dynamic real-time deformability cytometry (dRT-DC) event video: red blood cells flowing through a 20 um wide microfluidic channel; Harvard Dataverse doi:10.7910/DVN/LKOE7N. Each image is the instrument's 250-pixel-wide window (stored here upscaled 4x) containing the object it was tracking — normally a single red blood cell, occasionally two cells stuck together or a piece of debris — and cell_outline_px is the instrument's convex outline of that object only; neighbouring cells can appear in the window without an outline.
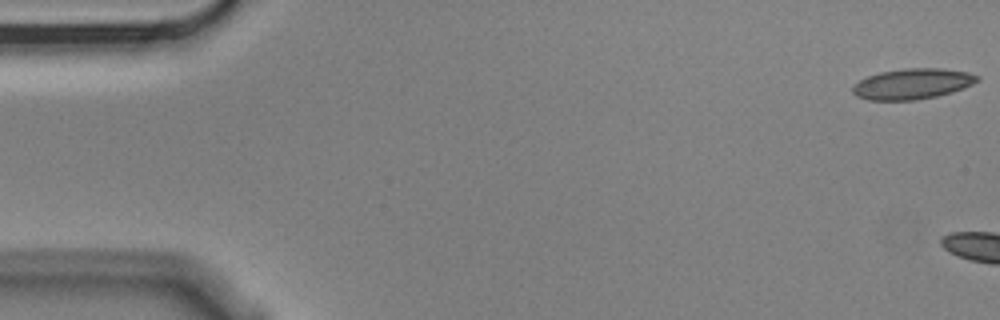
{"species": "Egyptian fruit bat (a non-hibernating species)", "species_latin": "Rousettus aegyptiacus", "temperature_condition": "cold", "stored_images_in_passage": 10, "camera_frame_rate_fps": 3000, "um_per_image_px": 0.085, "animal": {"sex": "male"}, "frame": {"image": 1, "passage_image": 1, "time_ms": 0.0, "image_size_px": [1000, 320], "cell_outline_px": [[980, 80], [964, 88], [952, 92], [936, 96], [916, 100], [868, 100], [856, 96], [852, 92], [852, 88], [860, 80], [868, 76], [880, 72], [904, 68], [940, 68], [968, 72], [980, 76]], "centroid_in_image_um": [77.57, 7.12], "position_along_channel_um": 7.4, "area_um2": 22.25}}
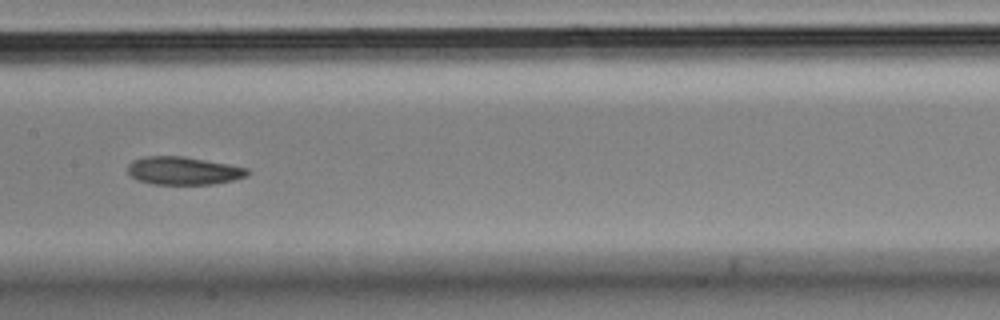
{"frame": {"image": 2, "passage_image": 9, "time_ms": 2.667, "image_size_px": [1000, 320], "cell_outline_px": [[248, 176], [232, 180], [212, 184], [152, 184], [136, 180], [128, 172], [128, 164], [132, 160], [144, 156], [184, 156], [228, 164], [248, 168]], "centroid_in_image_um": [15.56, 14.51], "position_along_channel_um": 191.8, "area_um2": 19.54}}
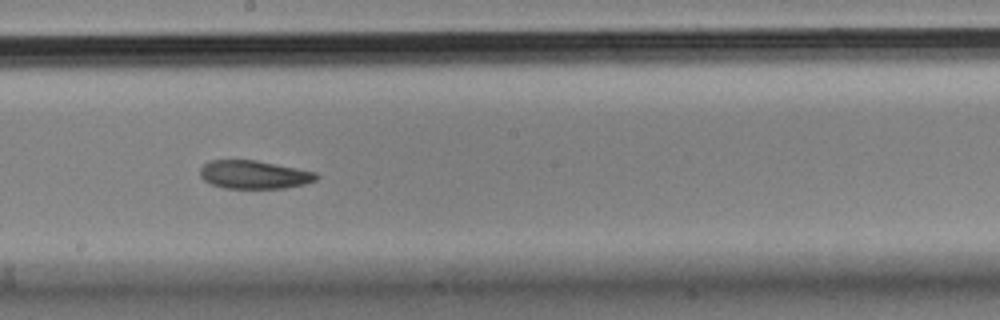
{"frame": {"image": 3, "passage_image": 10, "time_ms": 3.0, "image_size_px": [1000, 320], "cell_outline_px": [[320, 176], [316, 180], [304, 184], [284, 188], [224, 188], [212, 184], [204, 180], [200, 176], [200, 168], [208, 160], [256, 160], [316, 172]], "centroid_in_image_um": [21.59, 14.84], "position_along_channel_um": 226.6, "area_um2": 19.13}}